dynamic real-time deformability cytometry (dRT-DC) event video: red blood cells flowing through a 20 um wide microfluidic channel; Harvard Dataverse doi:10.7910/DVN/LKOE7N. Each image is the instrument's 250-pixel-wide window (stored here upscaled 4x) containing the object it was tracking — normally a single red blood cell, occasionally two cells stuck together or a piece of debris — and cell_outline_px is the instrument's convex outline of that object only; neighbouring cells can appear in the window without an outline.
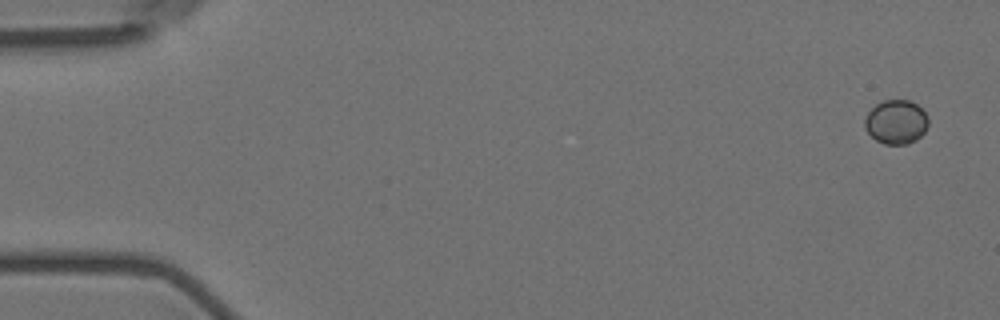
{"species": "Egyptian fruit bat (a non-hibernating species)", "species_latin": "Rousettus aegyptiacus", "temperature_condition": "room temperature", "stored_images_in_passage": 8, "camera_frame_rate_fps": 3000, "um_per_image_px": 0.085, "animal": {"sex": "female"}, "frame": {"image": 1, "passage_image": 1, "time_ms": 0.0, "image_size_px": [1000, 320], "cell_outline_px": [[928, 124], [924, 132], [916, 140], [908, 144], [884, 144], [876, 140], [864, 128], [864, 120], [868, 112], [876, 104], [884, 100], [908, 100], [916, 104], [928, 116]], "centroid_in_image_um": [76.16, 10.37], "position_along_channel_um": 8.8, "area_um2": 16.3}}
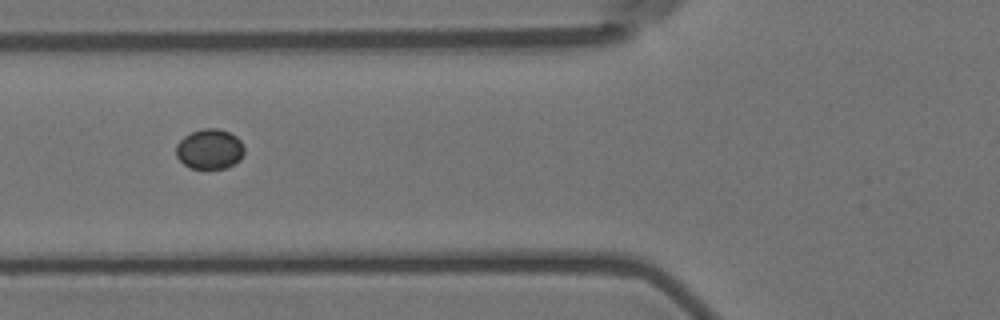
{"frame": {"image": 2, "passage_image": 6, "time_ms": 6.667, "image_size_px": [1000, 320], "cell_outline_px": [[244, 152], [240, 160], [224, 168], [192, 168], [184, 164], [176, 156], [176, 144], [184, 136], [192, 132], [204, 128], [216, 128], [228, 132], [236, 136], [240, 140], [244, 148]], "centroid_in_image_um": [17.81, 12.66], "position_along_channel_um": 108.0, "area_um2": 15.78}}
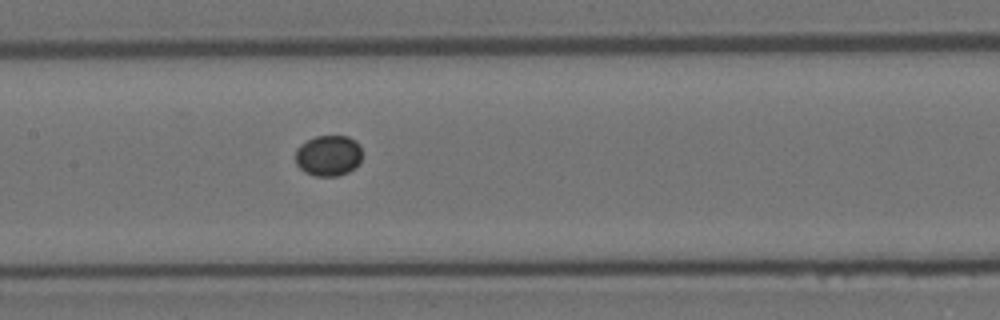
{"frame": {"image": 3, "passage_image": 8, "time_ms": 8.667, "image_size_px": [1000, 320], "cell_outline_px": [[360, 164], [356, 168], [340, 176], [316, 176], [304, 172], [296, 164], [296, 148], [300, 144], [316, 136], [348, 136], [356, 140], [360, 144]], "centroid_in_image_um": [27.93, 13.23], "position_along_channel_um": 179.5, "area_um2": 16.07}}